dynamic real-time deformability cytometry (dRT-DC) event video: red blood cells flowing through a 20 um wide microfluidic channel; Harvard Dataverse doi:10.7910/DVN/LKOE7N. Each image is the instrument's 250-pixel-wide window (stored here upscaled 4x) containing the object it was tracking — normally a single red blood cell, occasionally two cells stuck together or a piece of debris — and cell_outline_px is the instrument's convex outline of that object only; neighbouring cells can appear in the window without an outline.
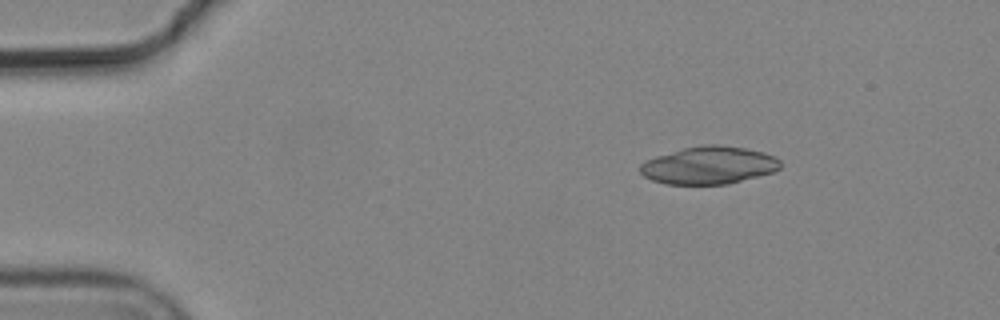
{"species": "common noctule bat (a hibernating species)", "species_latin": "Nyctalus noctula", "temperature_condition": "cold", "stored_images_in_passage": 5, "camera_frame_rate_fps": 3000, "um_per_image_px": 0.085, "animal": {"sex": "male", "body_mass_g": 19.2, "forearm_length_mm": 51.8}, "frame": {"image": 1, "passage_image": 2, "time_ms": 0.333, "image_size_px": [1000, 320], "cell_outline_px": [[780, 168], [776, 172], [728, 184], [668, 184], [652, 180], [644, 176], [640, 172], [640, 164], [656, 156], [684, 148], [704, 144], [720, 144], [744, 148], [764, 152], [776, 156], [780, 160]], "centroid_in_image_um": [60.31, 14.05], "position_along_channel_um": 24.7, "area_um2": 30.87}}